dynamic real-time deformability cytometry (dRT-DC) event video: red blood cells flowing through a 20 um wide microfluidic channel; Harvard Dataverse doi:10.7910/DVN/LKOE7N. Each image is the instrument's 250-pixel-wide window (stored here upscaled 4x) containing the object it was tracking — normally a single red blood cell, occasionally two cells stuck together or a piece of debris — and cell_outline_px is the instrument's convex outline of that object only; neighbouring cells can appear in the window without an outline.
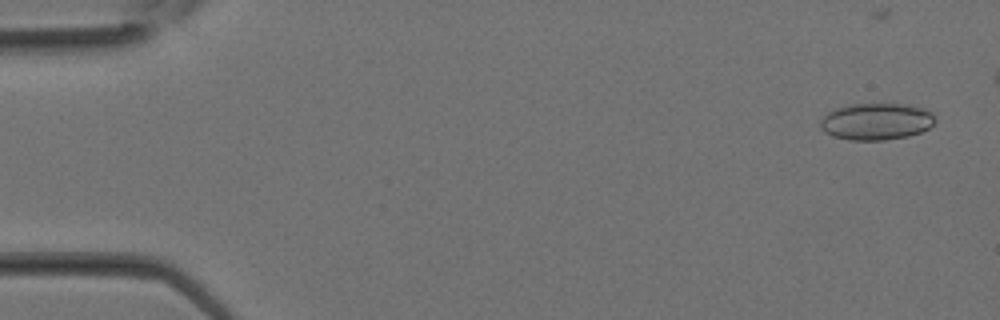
{"species": "Egyptian fruit bat (a non-hibernating species)", "species_latin": "Rousettus aegyptiacus", "temperature_condition": "room temperature", "stored_images_in_passage": 30, "camera_frame_rate_fps": 3000, "um_per_image_px": 0.085, "animal": {"sex": "female"}, "frame": {"image": 1, "passage_image": 2, "time_ms": 0.333, "image_size_px": [1000, 320], "cell_outline_px": [[936, 120], [928, 128], [920, 132], [908, 136], [884, 140], [848, 140], [832, 136], [824, 132], [820, 128], [820, 120], [828, 112], [836, 108], [852, 104], [904, 104], [924, 108], [932, 112]], "centroid_in_image_um": [74.47, 10.33], "position_along_channel_um": 10.5, "area_um2": 24.68}}
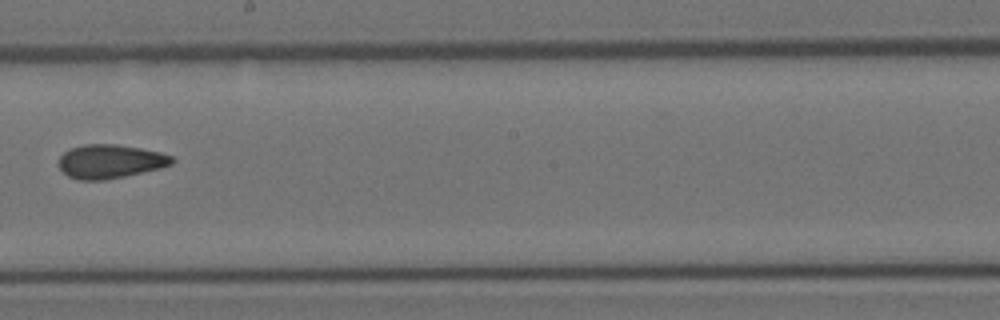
{"frame": {"image": 2, "passage_image": 19, "time_ms": 6.0, "image_size_px": [1000, 320], "cell_outline_px": [[176, 160], [172, 164], [160, 168], [124, 176], [104, 180], [76, 180], [68, 176], [60, 168], [60, 156], [64, 152], [72, 148], [84, 144], [116, 144], [140, 148], [160, 152], [172, 156]], "centroid_in_image_um": [9.38, 13.72], "position_along_channel_um": 238.8, "area_um2": 22.2}}
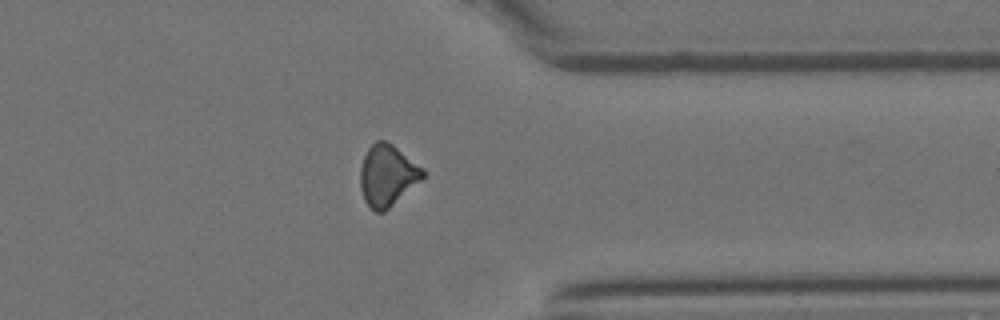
{"frame": {"image": 3, "passage_image": 26, "time_ms": 8.333, "image_size_px": [1000, 320], "cell_outline_px": [[424, 176], [420, 180], [384, 212], [376, 212], [368, 208], [364, 200], [360, 188], [360, 168], [364, 156], [368, 148], [376, 140], [384, 140], [392, 144], [424, 168]], "centroid_in_image_um": [32.89, 14.91], "position_along_channel_um": 378.5, "area_um2": 22.25}}